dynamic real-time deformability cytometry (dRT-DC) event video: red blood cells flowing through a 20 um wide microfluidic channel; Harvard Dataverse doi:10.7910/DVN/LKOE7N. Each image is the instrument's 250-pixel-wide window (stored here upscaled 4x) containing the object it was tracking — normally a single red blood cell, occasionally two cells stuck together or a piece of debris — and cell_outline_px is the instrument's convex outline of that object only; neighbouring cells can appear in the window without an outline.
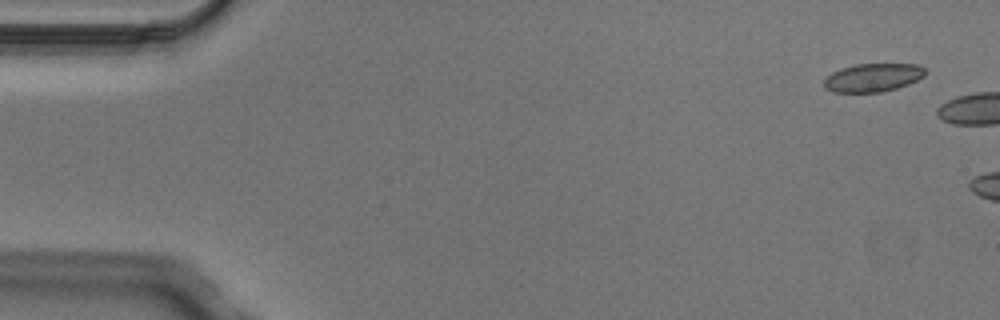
{"species": "Egyptian fruit bat (a non-hibernating species)", "species_latin": "Rousettus aegyptiacus", "temperature_condition": "cold", "stored_images_in_passage": 4, "camera_frame_rate_fps": 3000, "um_per_image_px": 0.085, "animal": {"sex": "male"}, "frame": {"image": 1, "passage_image": 1, "time_ms": 0.0, "image_size_px": [1000, 320], "cell_outline_px": [[924, 76], [908, 84], [896, 88], [880, 92], [832, 92], [824, 88], [824, 80], [832, 72], [840, 68], [856, 64], [916, 64], [924, 68]], "centroid_in_image_um": [74.16, 6.59], "position_along_channel_um": 10.8, "area_um2": 16.59}}